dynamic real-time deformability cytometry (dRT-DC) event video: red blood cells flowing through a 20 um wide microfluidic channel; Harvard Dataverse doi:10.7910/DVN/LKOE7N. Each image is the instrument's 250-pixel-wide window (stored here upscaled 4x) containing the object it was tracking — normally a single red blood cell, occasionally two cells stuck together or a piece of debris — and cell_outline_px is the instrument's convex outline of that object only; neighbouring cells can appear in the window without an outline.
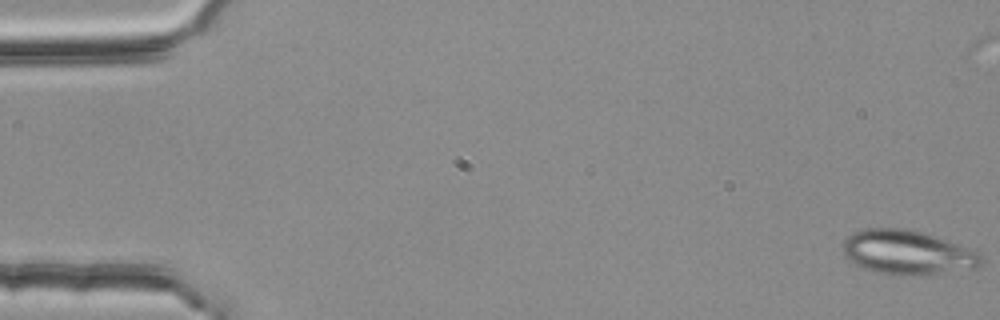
{"species": "common noctule bat (a hibernating species)", "species_latin": "Nyctalus noctula", "temperature_condition": "room temperature", "stored_images_in_passage": 55, "camera_frame_rate_fps": 3000, "um_per_image_px": 0.085, "animal": {"sex": "female", "body_mass_g": 25.1}, "frame": {"image": 1, "passage_image": 1, "time_ms": 0.0, "image_size_px": [1000, 320], "cell_outline_px": [[984, 260], [976, 268], [924, 276], [892, 276], [872, 272], [856, 264], [844, 252], [844, 240], [852, 232], [868, 228], [900, 228], [920, 232], [936, 236], [980, 252]], "centroid_in_image_um": [77.17, 21.49], "position_along_channel_um": 7.8, "area_um2": 36.01}}
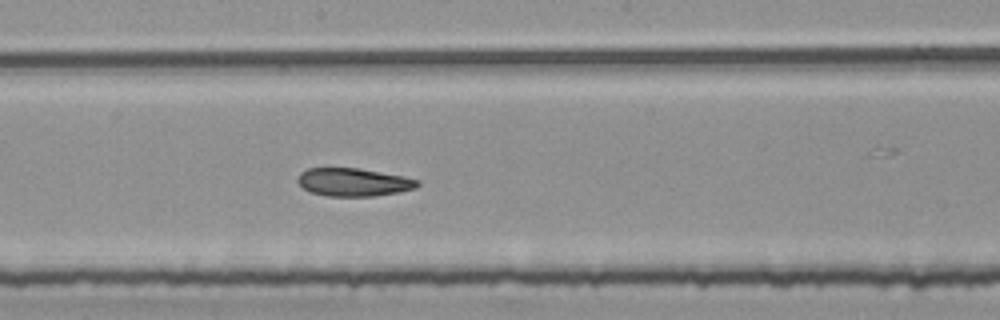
{"frame": {"image": 2, "passage_image": 30, "time_ms": 9.667, "image_size_px": [1000, 320], "cell_outline_px": [[420, 184], [416, 188], [396, 192], [372, 196], [328, 196], [312, 192], [304, 188], [296, 180], [300, 172], [308, 168], [356, 168], [404, 176], [420, 180]], "centroid_in_image_um": [30.05, 15.48], "position_along_channel_um": 218.2, "area_um2": 19.42}}
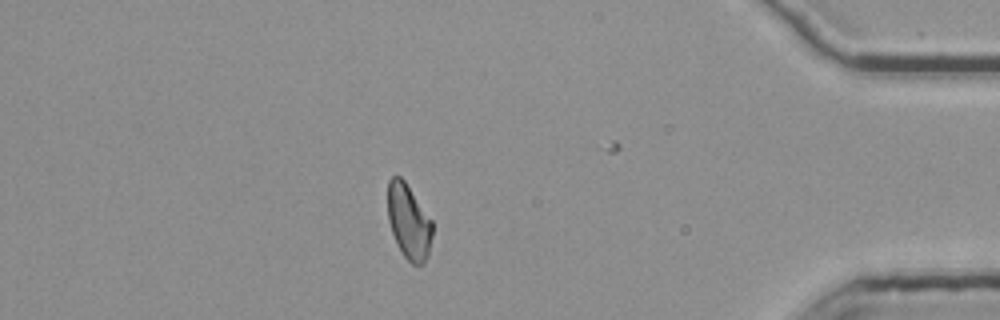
{"frame": {"image": 3, "passage_image": 48, "time_ms": 15.667, "image_size_px": [1000, 320], "cell_outline_px": [[432, 236], [428, 256], [424, 264], [412, 264], [404, 256], [396, 244], [388, 220], [388, 180], [392, 176], [400, 176], [404, 180], [432, 220]], "centroid_in_image_um": [34.74, 18.85], "position_along_channel_um": 400.5, "area_um2": 19.48}, "authors_computed_cell_mechanics": {"area_um2": 20.6346, "velocity_mm_per_s": 3.762, "shape_relaxation_time_tau1_ms": null, "shape_relaxation_time_tau2_ms": 5.101, "deformation_change_tau1": null, "deformation_change_tau2": 0.13}}